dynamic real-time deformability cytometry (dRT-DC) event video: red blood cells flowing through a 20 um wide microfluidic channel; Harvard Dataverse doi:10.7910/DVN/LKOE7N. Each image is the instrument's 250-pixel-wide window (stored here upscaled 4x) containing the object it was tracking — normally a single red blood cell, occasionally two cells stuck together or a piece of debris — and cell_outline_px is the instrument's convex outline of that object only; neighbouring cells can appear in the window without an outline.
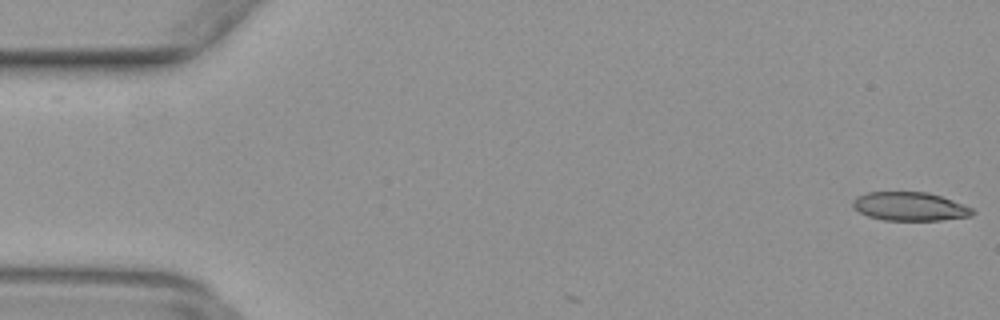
{"species": "common noctule bat (a hibernating species)", "species_latin": "Nyctalus noctula", "temperature_condition": "warm", "stored_images_in_passage": 3, "camera_frame_rate_fps": 3000, "um_per_image_px": 0.085, "animal": {"sex": "female", "body_mass_g": 29.2, "forearm_length_mm": 56.3}, "frame": {"image": 1, "passage_image": 1, "time_ms": 0.0, "image_size_px": [1000, 320], "cell_outline_px": [[976, 212], [972, 216], [940, 220], [884, 220], [868, 216], [852, 208], [852, 200], [856, 196], [868, 192], [928, 192], [952, 200], [972, 208]], "centroid_in_image_um": [77.31, 17.55], "position_along_channel_um": 7.7, "area_um2": 20.0}}